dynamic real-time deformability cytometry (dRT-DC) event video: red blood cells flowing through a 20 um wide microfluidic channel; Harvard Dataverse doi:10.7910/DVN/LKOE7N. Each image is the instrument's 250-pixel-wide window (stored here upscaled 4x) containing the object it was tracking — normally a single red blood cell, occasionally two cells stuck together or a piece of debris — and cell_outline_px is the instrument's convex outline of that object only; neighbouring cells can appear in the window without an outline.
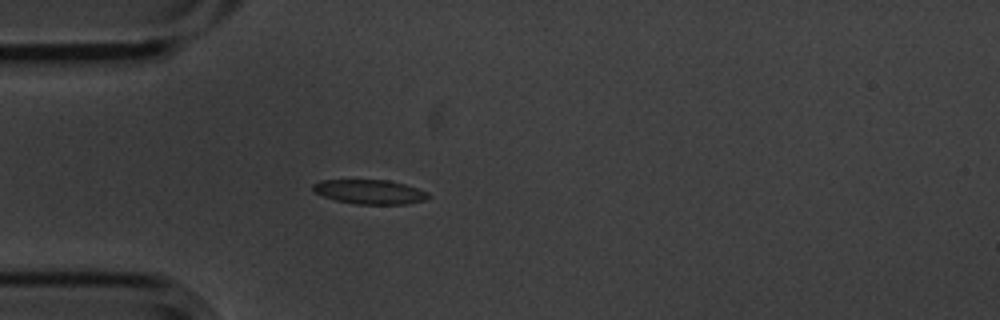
{"species": "common noctule bat (a hibernating species)", "species_latin": "Nyctalus noctula", "temperature_condition": "cold", "stored_images_in_passage": 4, "camera_frame_rate_fps": 3000, "um_per_image_px": 0.085, "animal": {"sex": "male", "body_mass_g": 20.1, "forearm_length_mm": 53.5}, "frame": {"image": 1, "passage_image": 4, "time_ms": 1.0, "image_size_px": [1000, 320], "cell_outline_px": [[428, 196], [424, 200], [408, 204], [356, 204], [336, 200], [324, 196], [316, 192], [312, 188], [312, 184], [320, 180], [388, 180], [404, 184], [428, 192]], "centroid_in_image_um": [31.41, 16.3], "position_along_channel_um": 53.6, "area_um2": 16.18}}